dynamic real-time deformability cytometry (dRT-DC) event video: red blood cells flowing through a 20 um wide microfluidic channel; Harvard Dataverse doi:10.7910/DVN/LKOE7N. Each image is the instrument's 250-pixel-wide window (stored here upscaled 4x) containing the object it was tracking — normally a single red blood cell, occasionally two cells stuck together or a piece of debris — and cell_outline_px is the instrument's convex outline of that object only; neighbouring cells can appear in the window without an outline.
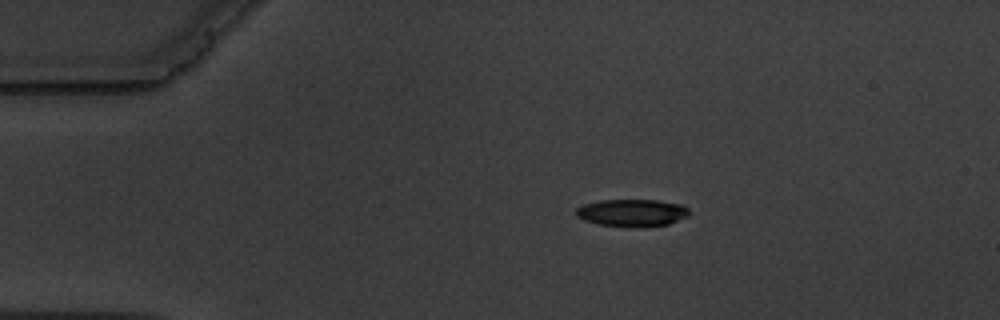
{"species": "common noctule bat (a hibernating species)", "species_latin": "Nyctalus noctula", "temperature_condition": "warm", "stored_images_in_passage": 4, "camera_frame_rate_fps": 3000, "um_per_image_px": 0.085, "animal": {"sex": "male", "body_mass_g": 19.5, "forearm_length_mm": 54.6}, "frame": {"image": 1, "passage_image": 1, "time_ms": 0.0, "image_size_px": [1000, 320], "cell_outline_px": [[688, 216], [668, 224], [644, 228], [636, 228], [600, 224], [584, 220], [576, 216], [576, 208], [584, 204], [600, 200], [656, 200], [680, 204], [688, 208]], "centroid_in_image_um": [53.72, 18.1], "position_along_channel_um": 31.3, "area_um2": 18.09}}
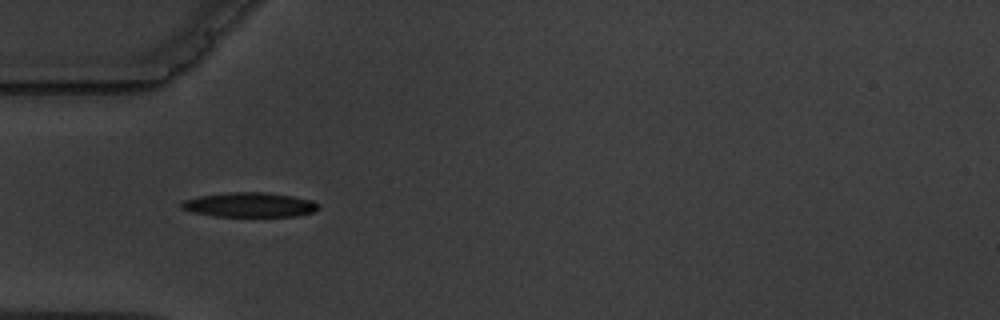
{"frame": {"image": 2, "passage_image": 3, "time_ms": 2.333, "image_size_px": [1000, 320], "cell_outline_px": [[320, 204], [312, 212], [296, 216], [212, 216], [192, 212], [180, 208], [180, 204], [184, 200], [200, 196], [232, 192], [268, 192], [292, 196], [312, 200]], "centroid_in_image_um": [21.19, 17.4], "position_along_channel_um": 63.8, "area_um2": 19.54}}
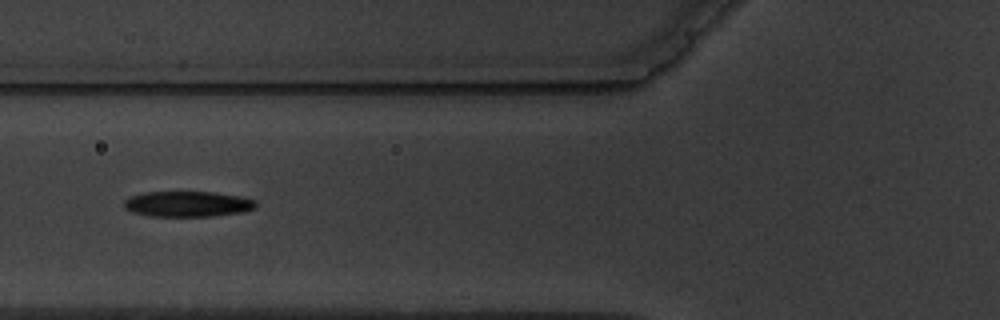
{"frame": {"image": 3, "passage_image": 4, "time_ms": 3.667, "image_size_px": [1000, 320], "cell_outline_px": [[256, 208], [240, 212], [212, 216], [148, 216], [132, 212], [124, 208], [124, 200], [132, 196], [148, 192], [216, 192], [240, 196], [256, 200]], "centroid_in_image_um": [15.95, 17.34], "position_along_channel_um": 109.8, "area_um2": 19.59}}